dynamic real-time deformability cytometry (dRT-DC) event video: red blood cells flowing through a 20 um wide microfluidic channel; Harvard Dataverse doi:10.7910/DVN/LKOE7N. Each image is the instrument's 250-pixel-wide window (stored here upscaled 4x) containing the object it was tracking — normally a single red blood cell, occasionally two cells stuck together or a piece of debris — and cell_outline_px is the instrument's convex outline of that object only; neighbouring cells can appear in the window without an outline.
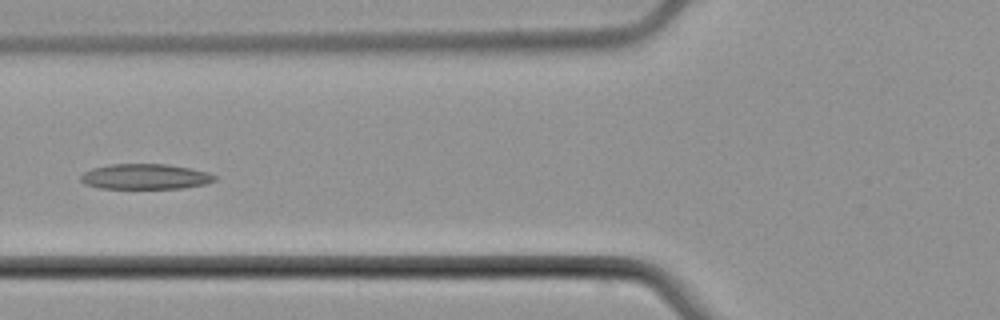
{"species": "common noctule bat (a hibernating species)", "species_latin": "Nyctalus noctula", "temperature_condition": "cold", "stored_images_in_passage": 7, "camera_frame_rate_fps": 3000, "um_per_image_px": 0.085, "animal": {"sex": "male", "body_mass_g": 21.5, "forearm_length_mm": 52.0}, "frame": {"image": 1, "passage_image": 7, "time_ms": 7.333, "image_size_px": [1000, 320], "cell_outline_px": [[220, 176], [216, 180], [204, 184], [184, 188], [100, 188], [84, 184], [80, 180], [80, 176], [84, 172], [92, 168], [112, 164], [164, 164], [188, 168], [208, 172]], "centroid_in_image_um": [12.36, 15.01], "position_along_channel_um": 113.4, "area_um2": 19.77}}